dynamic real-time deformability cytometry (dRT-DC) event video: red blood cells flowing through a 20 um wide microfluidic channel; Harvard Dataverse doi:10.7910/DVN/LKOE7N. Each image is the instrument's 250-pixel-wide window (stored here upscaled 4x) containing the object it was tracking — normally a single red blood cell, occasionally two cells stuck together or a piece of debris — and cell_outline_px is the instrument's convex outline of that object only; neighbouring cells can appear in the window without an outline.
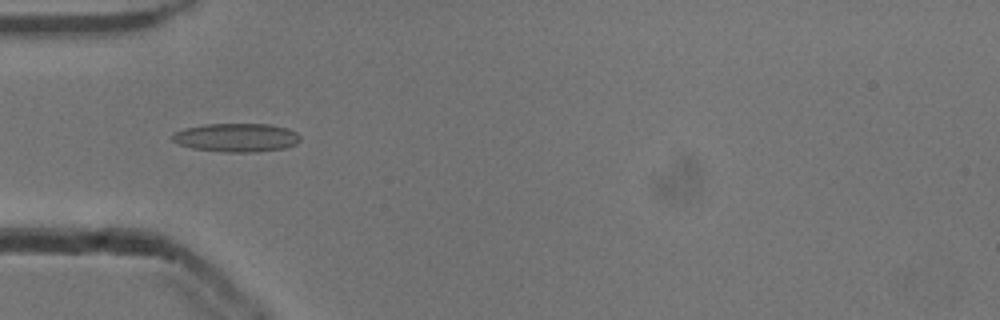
{"species": "common noctule bat (a hibernating species)", "species_latin": "Nyctalus noctula", "temperature_condition": "cold", "stored_images_in_passage": 37, "camera_frame_rate_fps": 3000, "um_per_image_px": 0.085, "animal": {"sex": "male", "body_mass_g": 13.3}, "frame": {"image": 1, "passage_image": 1, "time_ms": 0.0, "image_size_px": [1000, 320], "cell_outline_px": [[300, 140], [296, 144], [284, 148], [256, 152], [224, 152], [192, 148], [180, 144], [172, 140], [172, 136], [176, 132], [184, 128], [204, 124], [268, 124], [288, 128], [296, 132], [300, 136]], "centroid_in_image_um": [20.12, 11.69], "position_along_channel_um": 64.9, "area_um2": 21.27}}
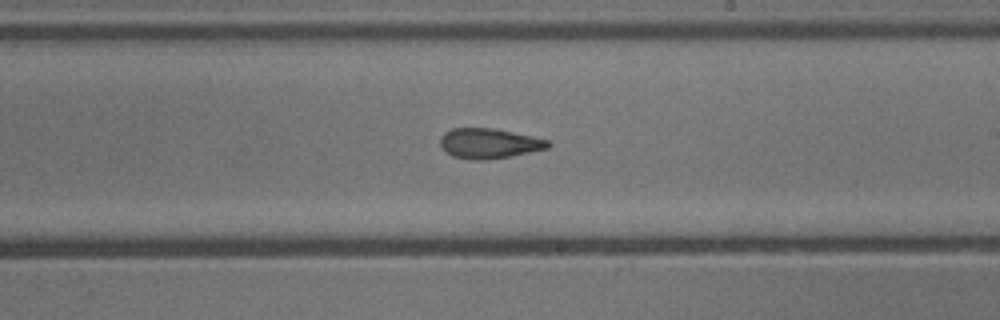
{"frame": {"image": 2, "passage_image": 15, "time_ms": 4.667, "image_size_px": [1000, 320], "cell_outline_px": [[552, 144], [548, 148], [512, 156], [484, 160], [472, 160], [452, 156], [440, 144], [440, 136], [444, 132], [452, 128], [492, 128], [532, 136], [548, 140]], "centroid_in_image_um": [41.57, 12.19], "position_along_channel_um": 247.4, "area_um2": 18.84}}
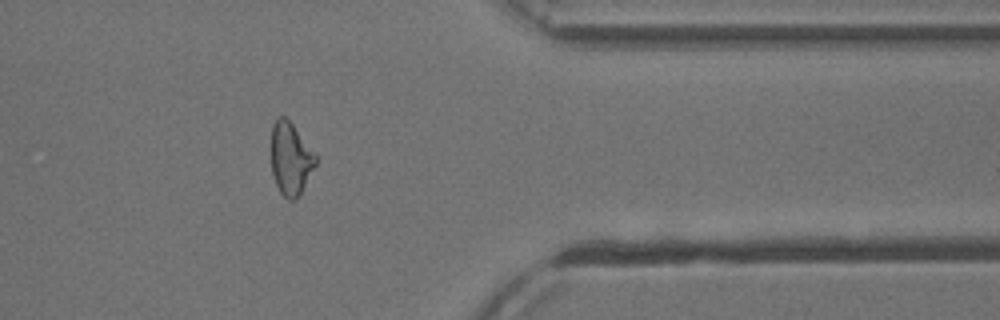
{"frame": {"image": 3, "passage_image": 27, "time_ms": 8.667, "image_size_px": [1000, 320], "cell_outline_px": [[316, 164], [300, 192], [292, 200], [288, 200], [280, 192], [276, 184], [272, 172], [272, 124], [280, 116], [284, 116], [292, 124], [316, 156]], "centroid_in_image_um": [24.68, 13.48], "position_along_channel_um": 386.7, "area_um2": 18.09}, "authors_computed_cell_mechanics": {"area_um2": 19.363, "velocity_mm_per_s": 3.8991, "shape_relaxation_time_tau1_ms": null, "shape_relaxation_time_tau2_ms": 3.4303, "deformation_change_tau1": null, "deformation_change_tau2": 0.1255}}